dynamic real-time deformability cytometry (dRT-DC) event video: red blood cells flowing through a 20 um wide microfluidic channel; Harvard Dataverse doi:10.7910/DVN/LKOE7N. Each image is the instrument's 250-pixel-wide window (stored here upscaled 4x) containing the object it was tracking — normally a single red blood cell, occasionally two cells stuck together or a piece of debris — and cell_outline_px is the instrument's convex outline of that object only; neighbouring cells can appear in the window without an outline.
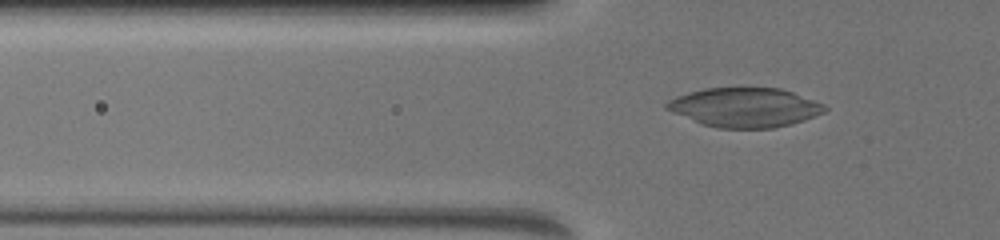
{"species": "common noctule bat (a hibernating species)", "species_latin": "Nyctalus noctula", "temperature_condition": "warm", "stored_images_in_passage": 5, "camera_frame_rate_fps": 3000, "um_per_image_px": 0.085, "animal": {"sex": "female", "body_mass_g": 19.5, "forearm_length_mm": 54.1}, "frame": {"image": 1, "passage_image": 3, "time_ms": 1.0, "image_size_px": [1000, 240], "cell_outline_px": [[828, 108], [824, 112], [788, 124], [772, 128], [720, 128], [700, 124], [664, 108], [664, 104], [668, 100], [676, 96], [688, 92], [704, 88], [780, 88], [792, 92], [824, 104]], "centroid_in_image_um": [63.24, 9.12], "position_along_channel_um": 62.6, "area_um2": 35.89}}